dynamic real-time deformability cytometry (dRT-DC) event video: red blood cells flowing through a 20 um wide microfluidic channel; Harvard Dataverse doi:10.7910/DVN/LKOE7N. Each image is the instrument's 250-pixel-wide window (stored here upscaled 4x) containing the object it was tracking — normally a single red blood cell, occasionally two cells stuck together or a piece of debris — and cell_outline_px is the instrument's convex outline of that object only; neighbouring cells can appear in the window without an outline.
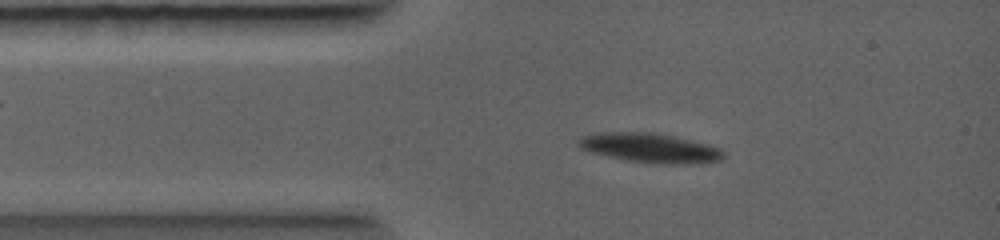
{"species": "common noctule bat (a hibernating species)", "species_latin": "Nyctalus noctula", "temperature_condition": "warm", "stored_images_in_passage": 5, "camera_frame_rate_fps": 5000, "um_per_image_px": 0.085, "animal": {"sex": "female", "body_mass_g": 19.0, "forearm_length_mm": 56.7}, "frame": {"image": 1, "passage_image": 2, "time_ms": 1.0, "image_size_px": [1000, 240], "cell_outline_px": [[720, 156], [712, 160], [688, 164], [660, 164], [632, 160], [584, 148], [580, 144], [580, 140], [588, 136], [664, 136], [684, 140], [700, 144], [712, 148], [720, 152]], "centroid_in_image_um": [55.36, 12.67], "position_along_channel_um": 29.6, "area_um2": 20.46}}
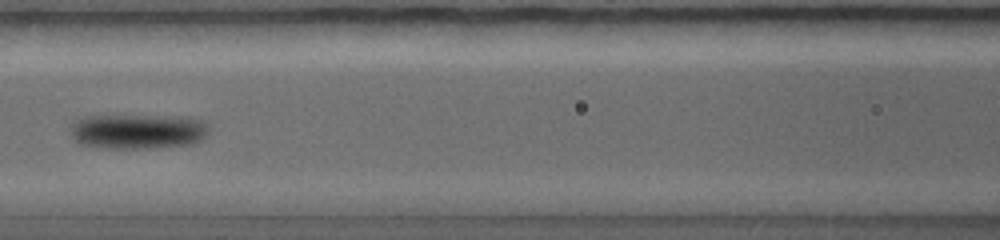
{"frame": {"image": 2, "passage_image": 5, "time_ms": 3.4, "image_size_px": [1000, 240], "cell_outline_px": [[200, 136], [196, 140], [180, 144], [148, 148], [112, 148], [80, 144], [76, 140], [76, 128], [80, 120], [104, 116], [116, 116], [192, 120], [200, 128]], "centroid_in_image_um": [11.51, 11.22], "position_along_channel_um": 155.1, "area_um2": 24.45}}